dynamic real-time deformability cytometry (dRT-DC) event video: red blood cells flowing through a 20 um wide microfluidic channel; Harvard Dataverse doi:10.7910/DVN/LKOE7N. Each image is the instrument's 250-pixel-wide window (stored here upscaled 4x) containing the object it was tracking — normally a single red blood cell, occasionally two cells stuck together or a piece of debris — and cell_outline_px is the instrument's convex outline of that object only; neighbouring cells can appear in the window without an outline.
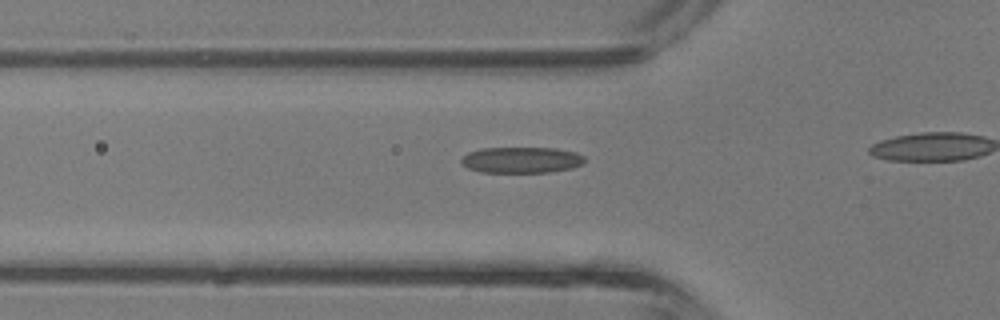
{"species": "common noctule bat (a hibernating species)", "species_latin": "Nyctalus noctula", "temperature_condition": "room temperature", "stored_images_in_passage": 10, "camera_frame_rate_fps": 3000, "um_per_image_px": 0.085, "animal": {"sex": "male", "body_mass_g": 13.3}, "frame": {"image": 1, "passage_image": 6, "time_ms": 1.667, "image_size_px": [1000, 320], "cell_outline_px": [[584, 160], [580, 164], [572, 168], [548, 172], [480, 172], [468, 168], [460, 160], [468, 152], [484, 148], [556, 148], [576, 152], [584, 156]], "centroid_in_image_um": [44.32, 13.59], "position_along_channel_um": 81.5, "area_um2": 18.55}}
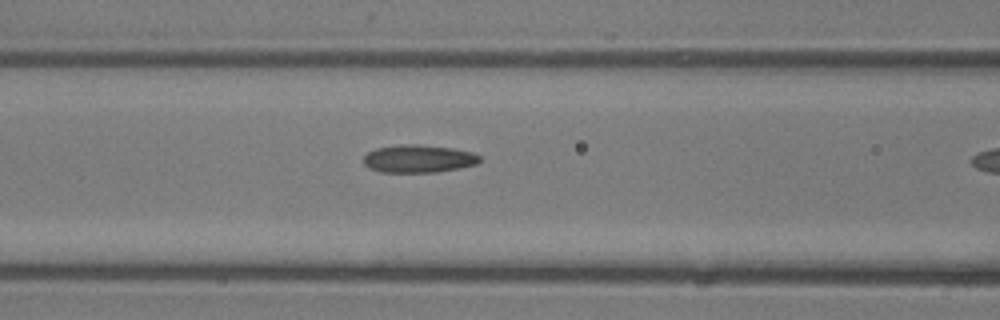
{"frame": {"image": 2, "passage_image": 9, "time_ms": 2.667, "image_size_px": [1000, 320], "cell_outline_px": [[480, 160], [476, 164], [460, 168], [436, 172], [380, 172], [368, 168], [364, 164], [364, 156], [368, 152], [376, 148], [400, 144], [416, 144], [452, 148], [472, 152], [480, 156]], "centroid_in_image_um": [35.55, 13.49], "position_along_channel_um": 131.0, "area_um2": 18.84}}